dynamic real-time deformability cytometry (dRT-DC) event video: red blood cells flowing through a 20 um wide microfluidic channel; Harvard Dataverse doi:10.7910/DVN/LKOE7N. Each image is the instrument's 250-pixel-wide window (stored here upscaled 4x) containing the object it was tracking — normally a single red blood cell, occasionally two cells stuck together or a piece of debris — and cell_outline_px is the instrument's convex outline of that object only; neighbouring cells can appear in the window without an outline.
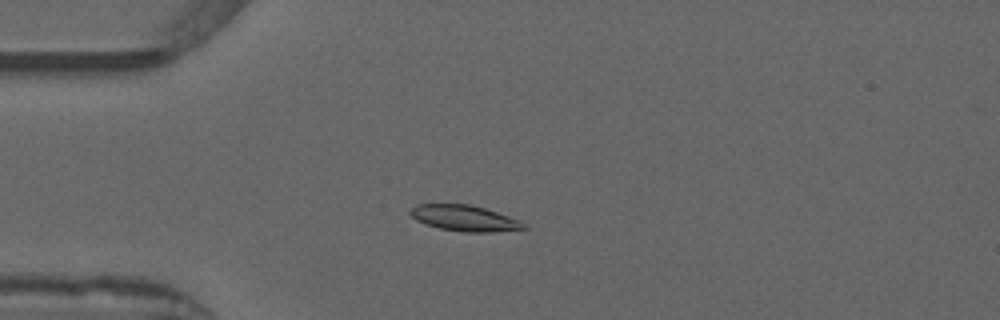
{"species": "common noctule bat (a hibernating species)", "species_latin": "Nyctalus noctula", "temperature_condition": "warm", "stored_images_in_passage": 52, "camera_frame_rate_fps": 3000, "um_per_image_px": 0.085, "animal": {"sex": "male", "forearm_length_mm": 52.5}, "frame": {"image": 1, "passage_image": 13, "time_ms": 4.0, "image_size_px": [1000, 320], "cell_outline_px": [[528, 228], [488, 232], [464, 232], [440, 228], [424, 224], [416, 220], [408, 212], [416, 204], [468, 204], [484, 208], [508, 216], [524, 224]], "centroid_in_image_um": [39.42, 18.54], "position_along_channel_um": 45.6, "area_um2": 16.82}}
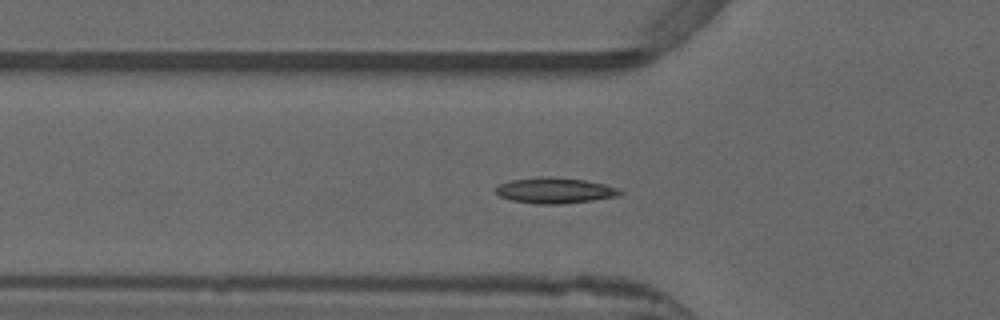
{"frame": {"image": 2, "passage_image": 17, "time_ms": 5.333, "image_size_px": [1000, 320], "cell_outline_px": [[624, 192], [620, 196], [592, 200], [560, 204], [536, 204], [512, 200], [500, 196], [496, 192], [496, 188], [500, 184], [512, 180], [540, 176], [548, 176], [584, 180], [604, 184], [616, 188]], "centroid_in_image_um": [47.18, 16.19], "position_along_channel_um": 78.6, "area_um2": 18.5}}
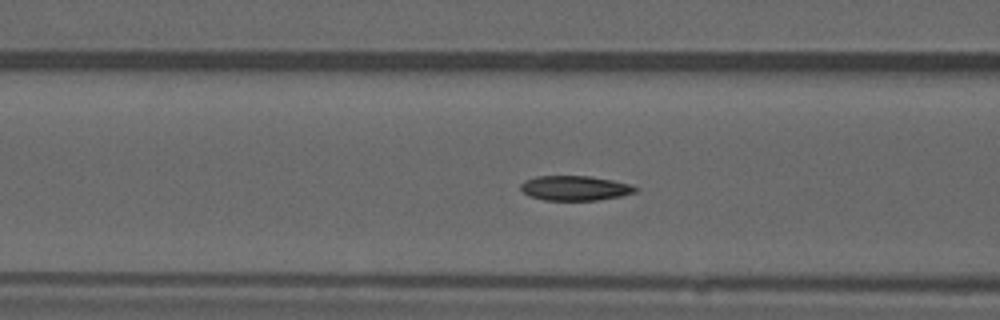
{"frame": {"image": 3, "passage_image": 20, "time_ms": 6.333, "image_size_px": [1000, 320], "cell_outline_px": [[640, 188], [636, 192], [620, 196], [596, 200], [544, 200], [528, 196], [520, 188], [520, 184], [524, 180], [536, 176], [592, 176], [632, 184]], "centroid_in_image_um": [48.88, 15.98], "position_along_channel_um": 117.7, "area_um2": 16.7}, "authors_computed_cell_mechanics": {"area_um2": 16.7331, "velocity_mm_per_s": 3.8664, "shape_relaxation_time_tau1_ms": 7.4254, "shape_relaxation_time_tau2_ms": 2.1878, "deformation_change_tau1": 0.1784, "deformation_change_tau2": 0.0535}}